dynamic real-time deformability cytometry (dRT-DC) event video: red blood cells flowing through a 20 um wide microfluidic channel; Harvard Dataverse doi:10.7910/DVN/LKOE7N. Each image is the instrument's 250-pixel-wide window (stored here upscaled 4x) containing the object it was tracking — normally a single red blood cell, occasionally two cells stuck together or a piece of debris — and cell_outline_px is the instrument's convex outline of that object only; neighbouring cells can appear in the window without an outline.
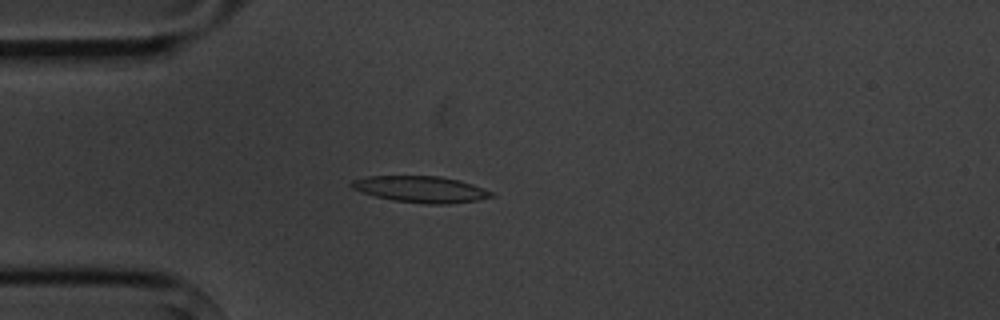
{"species": "common noctule bat (a hibernating species)", "species_latin": "Nyctalus noctula", "temperature_condition": "cold", "stored_images_in_passage": 4, "camera_frame_rate_fps": 3000, "um_per_image_px": 0.085, "animal": {"sex": "male", "body_mass_g": 20.1, "forearm_length_mm": 53.5}, "frame": {"image": 1, "passage_image": 3, "time_ms": 2.333, "image_size_px": [1000, 320], "cell_outline_px": [[496, 196], [476, 200], [448, 204], [424, 204], [392, 200], [376, 196], [352, 188], [348, 184], [352, 180], [368, 176], [440, 176], [460, 180], [472, 184], [492, 192]], "centroid_in_image_um": [35.77, 16.08], "position_along_channel_um": 49.2, "area_um2": 21.44}}